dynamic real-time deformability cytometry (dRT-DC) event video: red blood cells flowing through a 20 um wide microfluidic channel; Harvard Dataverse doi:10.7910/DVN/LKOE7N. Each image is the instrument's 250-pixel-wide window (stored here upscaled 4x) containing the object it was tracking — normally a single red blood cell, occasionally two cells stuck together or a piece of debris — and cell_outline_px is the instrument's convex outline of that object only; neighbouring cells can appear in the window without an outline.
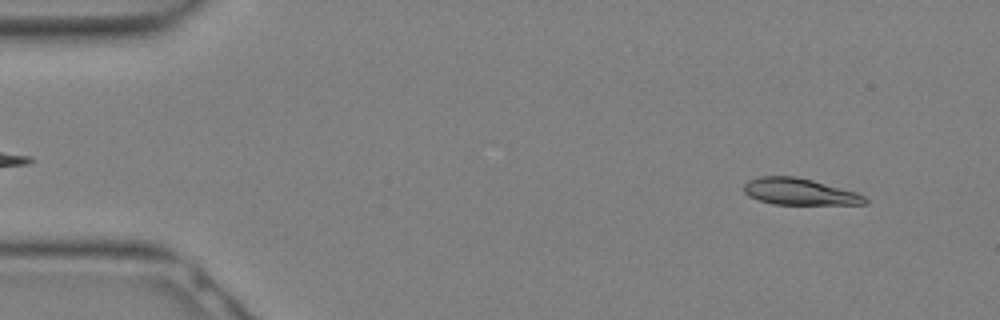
{"species": "Egyptian fruit bat (a non-hibernating species)", "species_latin": "Rousettus aegyptiacus", "temperature_condition": "warm", "stored_images_in_passage": 8, "camera_frame_rate_fps": 3000, "um_per_image_px": 0.085, "animal": {"sex": "female"}, "frame": {"image": 1, "passage_image": 2, "time_ms": 0.333, "image_size_px": [1000, 320], "cell_outline_px": [[868, 204], [772, 204], [748, 196], [744, 192], [744, 184], [748, 180], [760, 176], [796, 176], [812, 180], [856, 192], [864, 196], [868, 200]], "centroid_in_image_um": [67.94, 16.29], "position_along_channel_um": 17.1, "area_um2": 18.67}}